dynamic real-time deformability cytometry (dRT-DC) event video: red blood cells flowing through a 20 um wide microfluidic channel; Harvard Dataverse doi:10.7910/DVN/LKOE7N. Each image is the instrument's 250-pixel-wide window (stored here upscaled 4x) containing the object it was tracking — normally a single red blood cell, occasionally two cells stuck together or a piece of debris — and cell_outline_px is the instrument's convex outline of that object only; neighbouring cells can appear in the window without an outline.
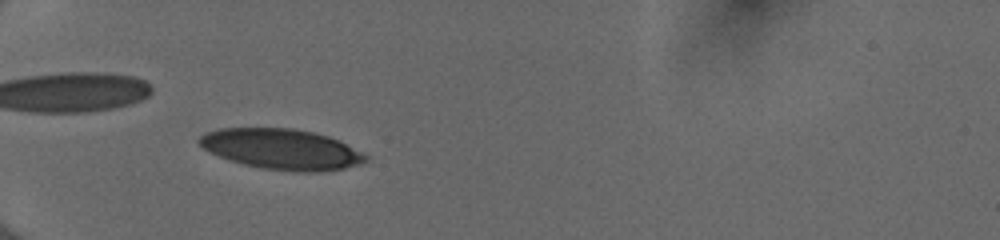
{"species": "human", "species_latin": "Homo sapiens", "temperature_condition": "cold", "stored_images_in_passage": 42, "camera_frame_rate_fps": 3000, "um_per_image_px": 0.085, "donor": {"sex": "female"}, "frame": {"image": 1, "passage_image": 8, "time_ms": 2.333, "image_size_px": [1000, 240], "cell_outline_px": [[368, 160], [360, 164], [344, 168], [320, 172], [296, 172], [260, 168], [228, 160], [204, 148], [196, 140], [204, 132], [220, 128], [292, 128], [312, 132], [328, 136], [340, 140], [368, 156]], "centroid_in_image_um": [23.94, 12.68], "position_along_channel_um": 61.1, "area_um2": 39.36}}
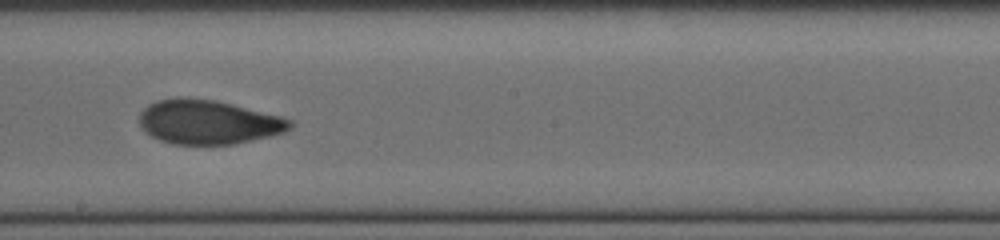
{"frame": {"image": 2, "passage_image": 22, "time_ms": 7.0, "image_size_px": [1000, 240], "cell_outline_px": [[292, 128], [284, 132], [272, 136], [232, 144], [172, 144], [160, 140], [144, 132], [140, 128], [140, 112], [148, 104], [156, 100], [180, 96], [216, 100], [280, 116], [292, 120]], "centroid_in_image_um": [17.67, 10.36], "position_along_channel_um": 230.5, "area_um2": 39.02}}
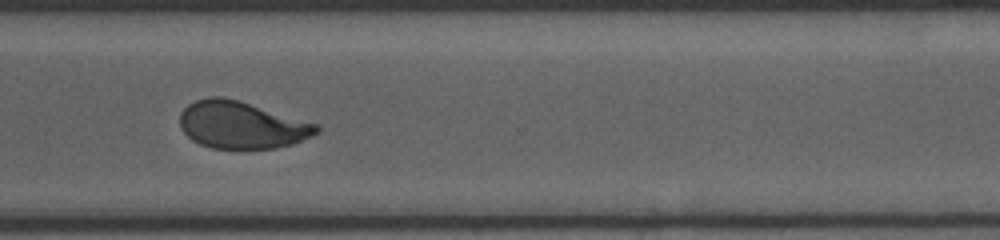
{"frame": {"image": 3, "passage_image": 31, "time_ms": 10.0, "image_size_px": [1000, 240], "cell_outline_px": [[320, 132], [312, 136], [292, 144], [276, 148], [212, 148], [200, 144], [192, 140], [180, 128], [180, 112], [188, 104], [196, 100], [208, 96], [220, 96], [236, 100], [320, 124]], "centroid_in_image_um": [20.54, 10.62], "position_along_channel_um": 350.1, "area_um2": 37.51}, "authors_computed_cell_mechanics": {"area_um2": 38.5526, "velocity_mm_per_s": 3.9975, "shape_relaxation_time_tau1_ms": 3.7617, "shape_relaxation_time_tau2_ms": 1.255, "deformation_change_tau1": 0.1597, "deformation_change_tau2": 0.0643}}